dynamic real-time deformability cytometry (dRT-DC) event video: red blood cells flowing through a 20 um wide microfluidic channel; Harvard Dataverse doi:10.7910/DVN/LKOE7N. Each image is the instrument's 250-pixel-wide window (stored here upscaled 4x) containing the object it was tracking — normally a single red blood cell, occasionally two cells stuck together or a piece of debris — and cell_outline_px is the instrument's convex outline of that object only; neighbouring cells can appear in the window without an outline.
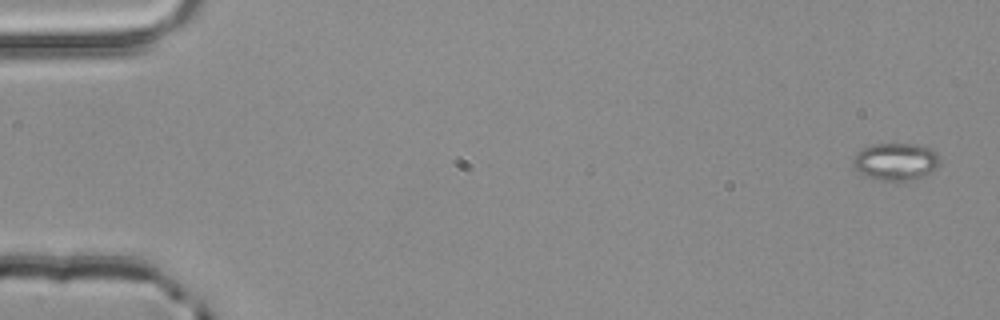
{"species": "common noctule bat (a hibernating species)", "species_latin": "Nyctalus noctula", "temperature_condition": "room temperature", "stored_images_in_passage": 4, "camera_frame_rate_fps": 3000, "um_per_image_px": 0.085, "animal": {"sex": "male", "body_mass_g": 20.4}, "frame": {"image": 1, "passage_image": 1, "time_ms": 0.0, "image_size_px": [1000, 320], "cell_outline_px": [[940, 164], [936, 168], [920, 176], [908, 180], [880, 180], [868, 176], [860, 172], [856, 168], [852, 160], [852, 156], [856, 152], [872, 144], [916, 144], [932, 148], [936, 152], [940, 160]], "centroid_in_image_um": [76.13, 13.7], "position_along_channel_um": 8.9, "area_um2": 18.61}}
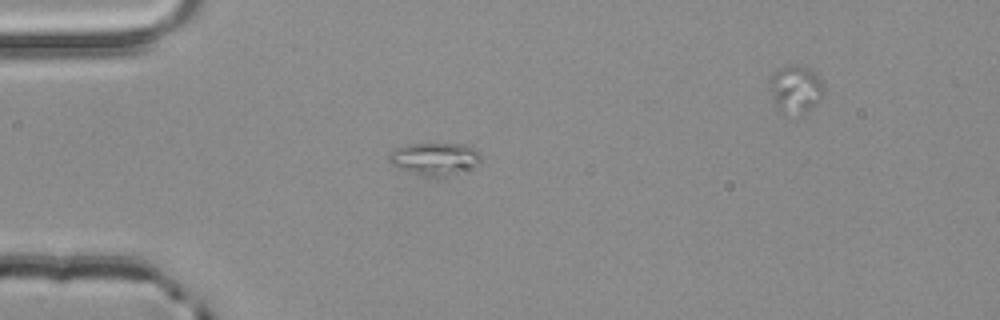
{"frame": {"image": 2, "passage_image": 3, "time_ms": 0.667, "image_size_px": [1000, 320], "cell_outline_px": [[480, 160], [476, 164], [460, 172], [444, 176], [420, 176], [392, 164], [388, 160], [388, 156], [396, 148], [408, 144], [464, 144], [476, 148], [480, 152]], "centroid_in_image_um": [36.96, 13.48], "position_along_channel_um": 48.0, "area_um2": 17.11}}